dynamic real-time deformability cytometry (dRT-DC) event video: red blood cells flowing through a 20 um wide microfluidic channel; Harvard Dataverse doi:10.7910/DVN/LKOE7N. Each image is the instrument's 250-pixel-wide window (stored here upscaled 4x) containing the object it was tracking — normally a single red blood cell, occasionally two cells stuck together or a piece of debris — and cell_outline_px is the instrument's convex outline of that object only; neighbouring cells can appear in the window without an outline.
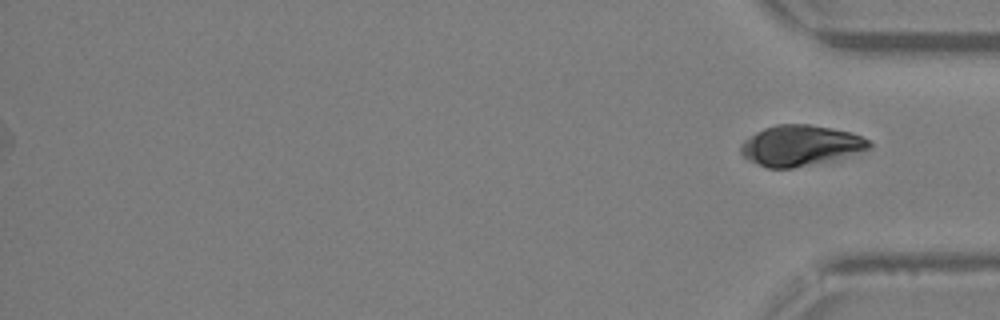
{"species": "Egyptian fruit bat (a non-hibernating species)", "species_latin": "Rousettus aegyptiacus", "temperature_condition": "warm", "stored_images_in_passage": 33, "segment_of_instrument_passage": [2, 2], "camera_frame_rate_fps": 3000, "um_per_image_px": 0.085, "animal": {"sex": "female"}, "frame": {"image": 1, "passage_image": 33, "time_ms": 10.667, "image_size_px": [1000, 320], "cell_outline_px": [[872, 148], [840, 160], [792, 168], [768, 168], [748, 160], [740, 152], [740, 144], [744, 140], [756, 132], [764, 128], [776, 124], [808, 124], [832, 128], [852, 132], [868, 140], [872, 144]], "centroid_in_image_um": [68.09, 12.38], "position_along_channel_um": 367.1, "area_um2": 30.87}}